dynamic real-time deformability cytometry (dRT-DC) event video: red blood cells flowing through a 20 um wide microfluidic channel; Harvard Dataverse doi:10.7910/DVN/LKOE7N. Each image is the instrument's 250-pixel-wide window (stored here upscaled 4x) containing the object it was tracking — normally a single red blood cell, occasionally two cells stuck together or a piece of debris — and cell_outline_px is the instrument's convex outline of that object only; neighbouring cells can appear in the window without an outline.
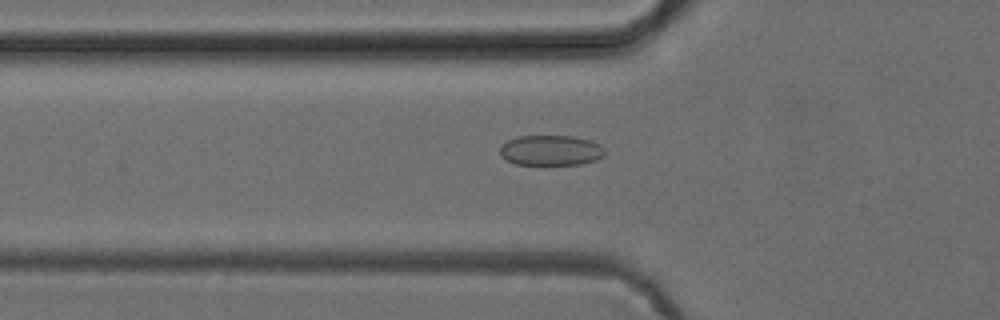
{"species": "common noctule bat (a hibernating species)", "species_latin": "Nyctalus noctula", "temperature_condition": "cold", "stored_images_in_passage": 52, "camera_frame_rate_fps": 3000, "um_per_image_px": 0.085, "animal": {"sex": "female", "body_mass_g": 24.6, "forearm_length_mm": 56.2}, "frame": {"image": 1, "passage_image": 18, "time_ms": 5.667, "image_size_px": [1000, 320], "cell_outline_px": [[604, 156], [596, 160], [580, 164], [516, 164], [500, 156], [500, 148], [508, 140], [520, 136], [572, 136], [592, 140], [600, 144], [604, 148]], "centroid_in_image_um": [46.85, 12.77], "position_along_channel_um": 78.9, "area_um2": 18.44}}
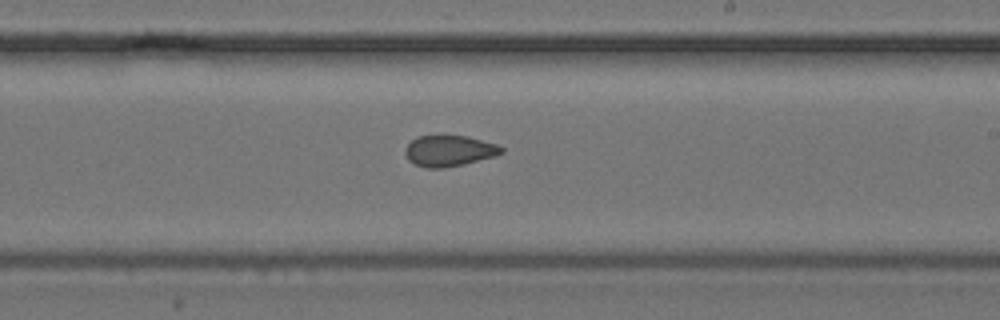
{"frame": {"image": 2, "passage_image": 31, "time_ms": 10.0, "image_size_px": [1000, 320], "cell_outline_px": [[504, 152], [496, 156], [464, 164], [444, 168], [428, 168], [416, 164], [408, 160], [404, 152], [404, 148], [416, 136], [440, 132], [468, 136], [496, 144], [504, 148]], "centroid_in_image_um": [38.16, 12.76], "position_along_channel_um": 250.8, "area_um2": 18.15}}
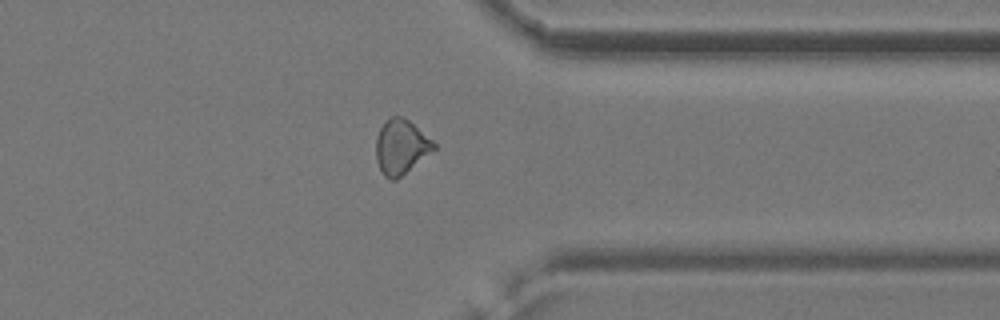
{"frame": {"image": 3, "passage_image": 41, "time_ms": 13.333, "image_size_px": [1000, 320], "cell_outline_px": [[436, 148], [396, 180], [392, 180], [384, 176], [376, 160], [376, 136], [380, 128], [392, 116], [400, 116], [408, 120], [432, 140], [436, 144]], "centroid_in_image_um": [34.07, 12.49], "position_along_channel_um": 377.3, "area_um2": 18.03}, "authors_computed_cell_mechanics": {"area_um2": 18.1781, "velocity_mm_per_s": 3.9554, "shape_relaxation_time_tau1_ms": null, "shape_relaxation_time_tau2_ms": 1.5898, "deformation_change_tau1": null, "deformation_change_tau2": 0.0649}}